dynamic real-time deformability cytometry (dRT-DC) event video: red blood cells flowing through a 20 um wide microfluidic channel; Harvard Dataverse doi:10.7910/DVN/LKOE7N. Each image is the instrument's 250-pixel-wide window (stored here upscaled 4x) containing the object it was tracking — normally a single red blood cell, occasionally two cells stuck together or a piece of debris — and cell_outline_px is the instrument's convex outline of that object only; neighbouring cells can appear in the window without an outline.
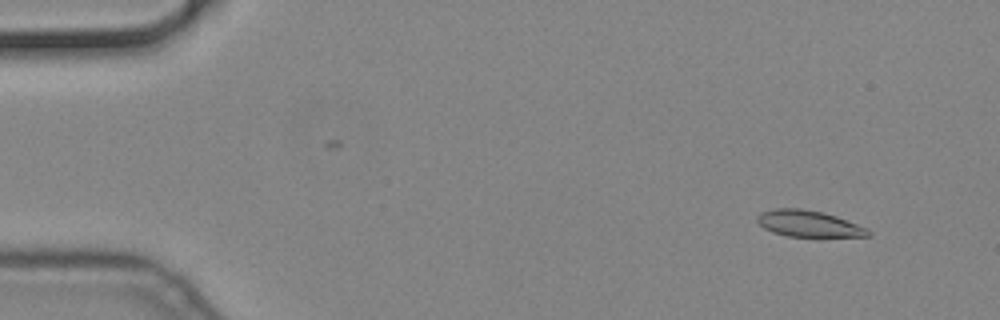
{"species": "common noctule bat (a hibernating species)", "species_latin": "Nyctalus noctula", "temperature_condition": "cold", "stored_images_in_passage": 56, "camera_frame_rate_fps": 3000, "um_per_image_px": 0.085, "animal": {"sex": "male", "body_mass_g": 19.2, "forearm_length_mm": 51.8}, "frame": {"image": 1, "passage_image": 5, "time_ms": 1.333, "image_size_px": [1000, 320], "cell_outline_px": [[872, 236], [788, 236], [772, 232], [764, 228], [756, 220], [756, 216], [760, 212], [776, 208], [800, 208], [820, 212], [836, 216], [868, 228], [872, 232]], "centroid_in_image_um": [68.72, 19.01], "position_along_channel_um": 16.3, "area_um2": 16.94}}
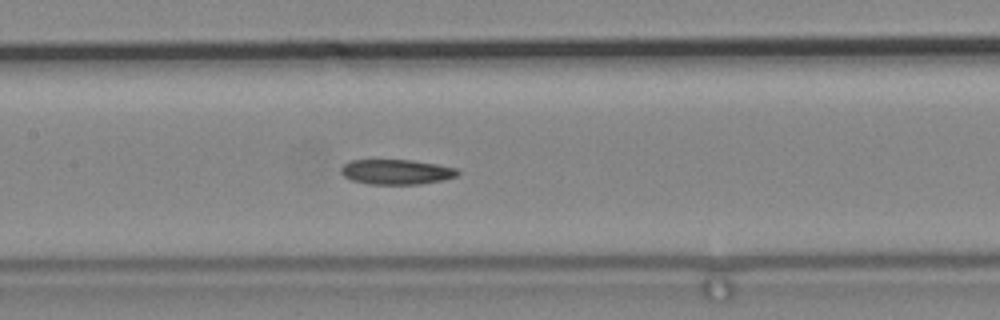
{"frame": {"image": 2, "passage_image": 27, "time_ms": 8.667, "image_size_px": [1000, 320], "cell_outline_px": [[460, 172], [456, 176], [444, 180], [420, 184], [368, 184], [352, 180], [344, 176], [340, 172], [340, 168], [348, 160], [412, 160], [436, 164], [456, 168]], "centroid_in_image_um": [33.68, 14.61], "position_along_channel_um": 173.7, "area_um2": 17.05}}
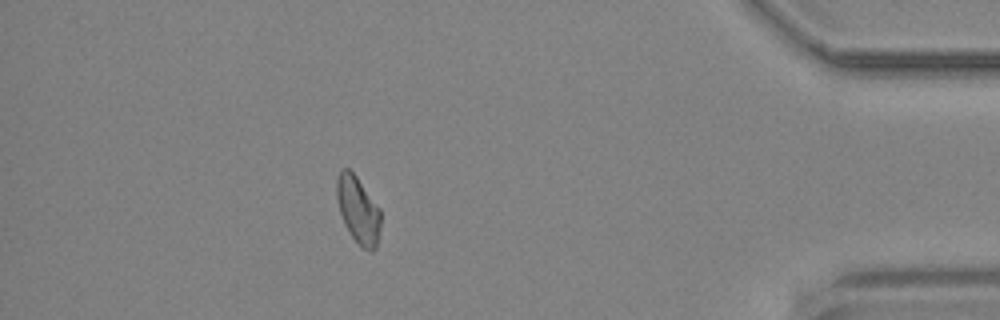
{"frame": {"image": 3, "passage_image": 50, "time_ms": 16.333, "image_size_px": [1000, 320], "cell_outline_px": [[380, 228], [376, 248], [372, 252], [364, 248], [352, 236], [344, 224], [340, 212], [336, 196], [336, 180], [340, 168], [348, 168], [356, 176], [380, 208]], "centroid_in_image_um": [30.43, 17.81], "position_along_channel_um": 404.8, "area_um2": 17.05}}